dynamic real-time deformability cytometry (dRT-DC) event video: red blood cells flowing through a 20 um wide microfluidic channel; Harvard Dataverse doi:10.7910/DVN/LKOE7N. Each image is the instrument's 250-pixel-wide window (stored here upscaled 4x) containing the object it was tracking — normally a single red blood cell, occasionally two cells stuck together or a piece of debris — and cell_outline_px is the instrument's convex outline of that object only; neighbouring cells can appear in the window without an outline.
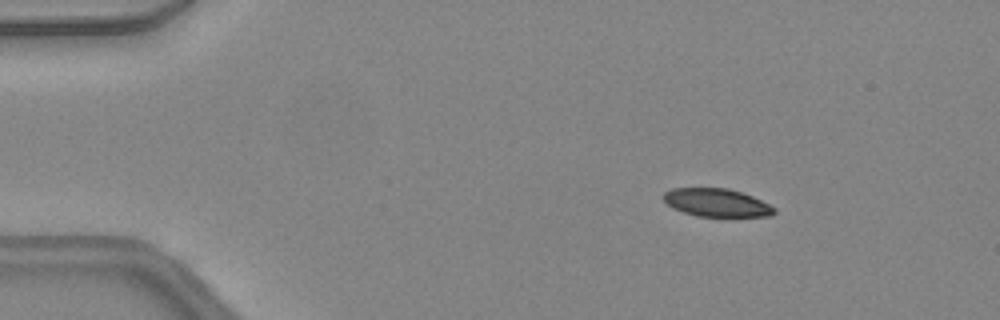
{"species": "common noctule bat (a hibernating species)", "species_latin": "Nyctalus noctula", "temperature_condition": "warm", "stored_images_in_passage": 40, "camera_frame_rate_fps": 3000, "um_per_image_px": 0.085, "animal": {"sex": "female", "body_mass_g": 24.6, "forearm_length_mm": 56.2}, "frame": {"image": 1, "passage_image": 1, "time_ms": 0.0, "image_size_px": [1000, 320], "cell_outline_px": [[776, 212], [772, 216], [696, 216], [672, 208], [664, 200], [664, 192], [672, 188], [728, 188], [752, 196], [776, 208]], "centroid_in_image_um": [60.91, 17.22], "position_along_channel_um": 24.1, "area_um2": 17.98}}
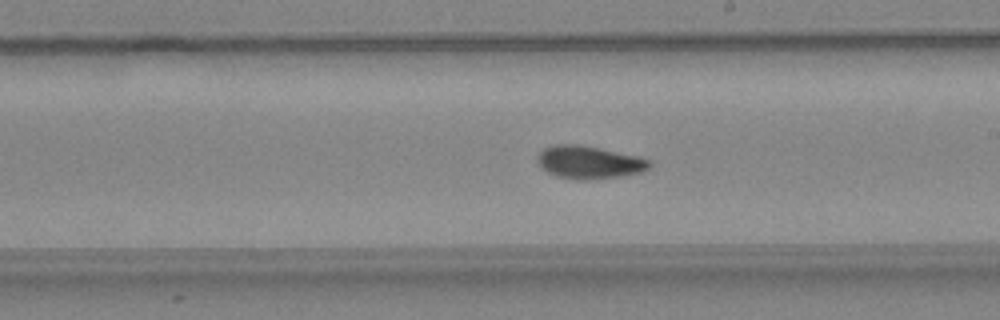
{"frame": {"image": 2, "passage_image": 21, "time_ms": 6.667, "image_size_px": [1000, 320], "cell_outline_px": [[652, 164], [648, 168], [640, 172], [620, 176], [584, 180], [576, 180], [556, 176], [548, 172], [536, 160], [536, 156], [544, 148], [552, 144], [580, 144], [640, 156], [648, 160]], "centroid_in_image_um": [50.05, 13.78], "position_along_channel_um": 238.9, "area_um2": 21.44}}
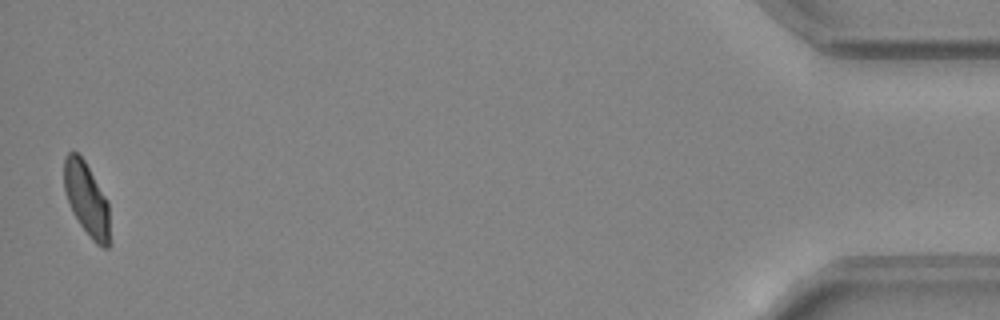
{"frame": {"image": 3, "passage_image": 40, "time_ms": 13.0, "image_size_px": [1000, 320], "cell_outline_px": [[108, 248], [104, 248], [96, 244], [92, 240], [80, 224], [72, 212], [64, 188], [64, 160], [68, 152], [76, 152], [84, 160], [108, 200]], "centroid_in_image_um": [7.35, 16.91], "position_along_channel_um": 427.9, "area_um2": 19.13}, "authors_computed_cell_mechanics": {"area_um2": 20.6635, "velocity_mm_per_s": 4.4524, "shape_relaxation_time_tau1_ms": 7.6265, "shape_relaxation_time_tau2_ms": 2.5008, "deformation_change_tau1": 0.1892, "deformation_change_tau2": 0.0703}}